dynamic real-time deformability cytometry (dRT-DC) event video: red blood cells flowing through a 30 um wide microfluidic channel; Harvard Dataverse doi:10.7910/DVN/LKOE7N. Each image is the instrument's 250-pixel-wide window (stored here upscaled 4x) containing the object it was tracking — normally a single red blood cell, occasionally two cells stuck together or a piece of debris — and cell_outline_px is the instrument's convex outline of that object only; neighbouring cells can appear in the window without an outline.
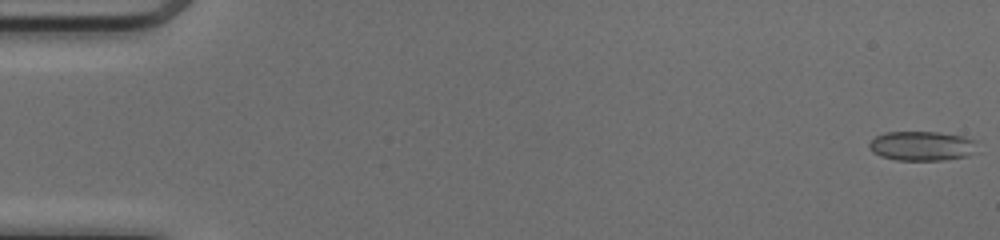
{"species": "common noctule bat (a hibernating species)", "species_latin": "Nyctalus noctula", "temperature_condition": "cold", "stored_images_in_passage": 51, "camera_frame_rate_fps": 3000, "um_per_image_px": 0.085, "animal": {"sex": "female", "body_mass_g": 17.0, "forearm_length_mm": 48.0}, "frame": {"image": 1, "passage_image": 1, "time_ms": 0.0, "image_size_px": [1000, 240], "cell_outline_px": [[976, 140], [972, 152], [968, 156], [944, 160], [896, 160], [880, 156], [872, 152], [868, 148], [868, 144], [876, 136], [884, 132], [936, 132], [964, 136]], "centroid_in_image_um": [78.31, 12.4], "position_along_channel_um": 6.7, "area_um2": 18.55}}
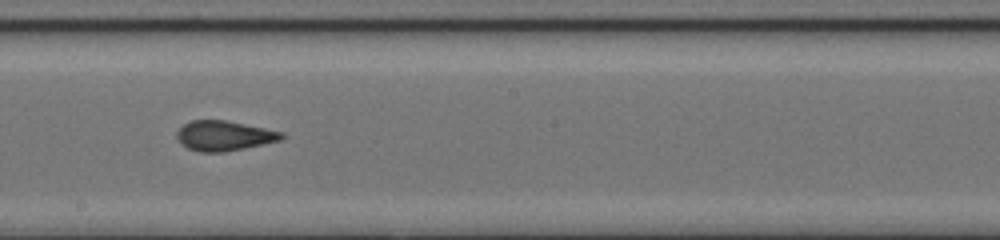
{"frame": {"image": 2, "passage_image": 29, "time_ms": 9.333, "image_size_px": [1000, 240], "cell_outline_px": [[284, 136], [280, 140], [264, 144], [224, 152], [200, 152], [188, 148], [180, 144], [176, 136], [176, 132], [184, 124], [192, 120], [224, 120], [284, 132]], "centroid_in_image_um": [19.02, 11.54], "position_along_channel_um": 229.2, "area_um2": 18.21}}
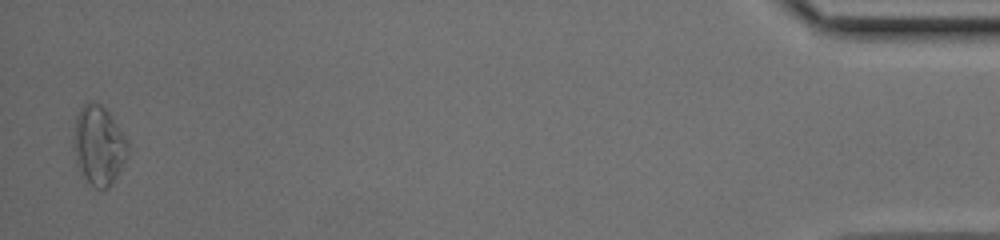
{"frame": {"image": 3, "passage_image": 50, "time_ms": 16.333, "image_size_px": [1000, 240], "cell_outline_px": [[128, 152], [112, 184], [108, 188], [96, 188], [80, 176], [76, 164], [72, 144], [72, 136], [76, 116], [80, 108], [88, 100], [92, 100], [100, 104], [112, 116], [128, 140]], "centroid_in_image_um": [8.34, 12.34], "position_along_channel_um": 426.9, "area_um2": 25.49}, "authors_computed_cell_mechanics": {"area_um2": 18.6694, "velocity_mm_per_s": 4.146, "shape_relaxation_time_tau1_ms": null, "shape_relaxation_time_tau2_ms": 1.0669, "deformation_change_tau1": null, "deformation_change_tau2": 0.0548}}